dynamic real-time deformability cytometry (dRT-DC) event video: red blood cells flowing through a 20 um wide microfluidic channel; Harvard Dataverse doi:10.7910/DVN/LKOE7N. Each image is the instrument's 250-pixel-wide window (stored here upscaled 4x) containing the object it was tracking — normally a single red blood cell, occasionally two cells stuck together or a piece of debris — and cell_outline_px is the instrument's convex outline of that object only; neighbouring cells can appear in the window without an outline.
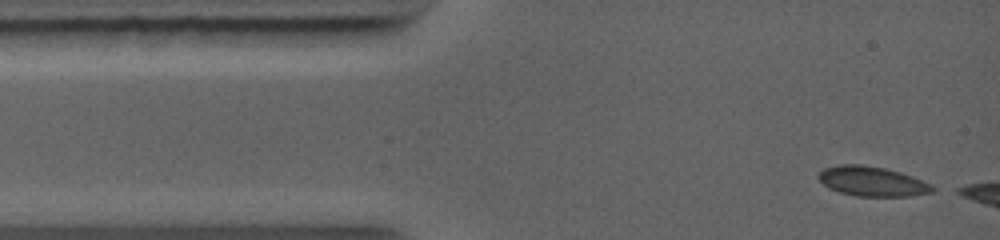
{"species": "common noctule bat (a hibernating species)", "species_latin": "Nyctalus noctula", "temperature_condition": "warm", "stored_images_in_passage": 29, "camera_frame_rate_fps": 5000, "um_per_image_px": 0.085, "animal": {"sex": "female", "body_mass_g": 19.0, "forearm_length_mm": 56.7}, "frame": {"image": 1, "passage_image": 1, "time_ms": 0.0, "image_size_px": [1000, 240], "cell_outline_px": [[940, 188], [932, 192], [908, 196], [856, 196], [840, 192], [828, 188], [816, 176], [824, 168], [836, 164], [860, 164], [884, 168], [900, 172], [912, 176], [932, 184]], "centroid_in_image_um": [74.15, 15.41], "position_along_channel_um": 10.9, "area_um2": 19.88}}
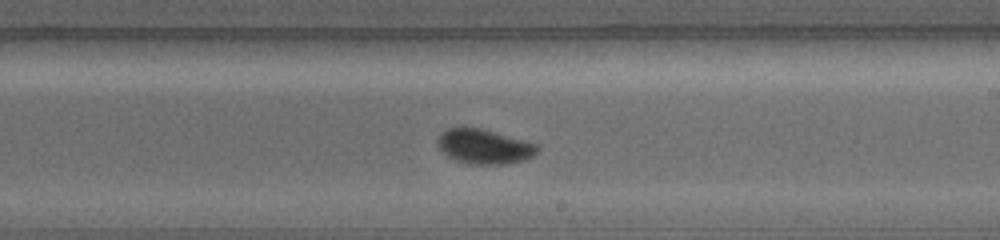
{"frame": {"image": 2, "passage_image": 17, "time_ms": 6.2, "image_size_px": [1000, 240], "cell_outline_px": [[540, 148], [532, 156], [524, 160], [504, 164], [468, 164], [452, 160], [436, 144], [436, 140], [440, 132], [448, 128], [480, 128], [496, 132], [536, 144]], "centroid_in_image_um": [41.11, 12.46], "position_along_channel_um": 247.9, "area_um2": 20.11}}
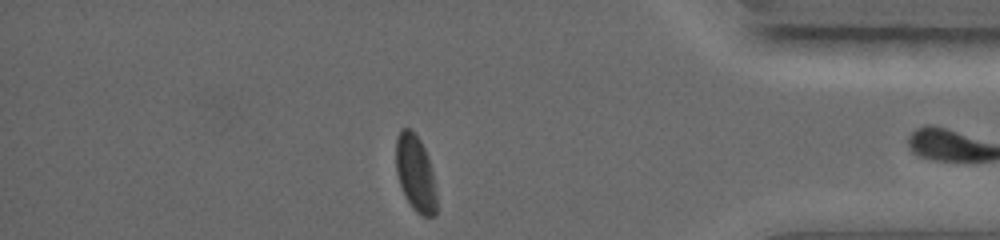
{"frame": {"image": 3, "passage_image": 28, "time_ms": 10.0, "image_size_px": [1000, 240], "cell_outline_px": [[436, 212], [432, 216], [424, 216], [416, 212], [412, 208], [400, 184], [396, 172], [396, 136], [400, 128], [408, 128], [420, 140], [428, 156], [432, 172], [436, 196]], "centroid_in_image_um": [35.3, 14.7], "position_along_channel_um": 399.9, "area_um2": 17.8}}